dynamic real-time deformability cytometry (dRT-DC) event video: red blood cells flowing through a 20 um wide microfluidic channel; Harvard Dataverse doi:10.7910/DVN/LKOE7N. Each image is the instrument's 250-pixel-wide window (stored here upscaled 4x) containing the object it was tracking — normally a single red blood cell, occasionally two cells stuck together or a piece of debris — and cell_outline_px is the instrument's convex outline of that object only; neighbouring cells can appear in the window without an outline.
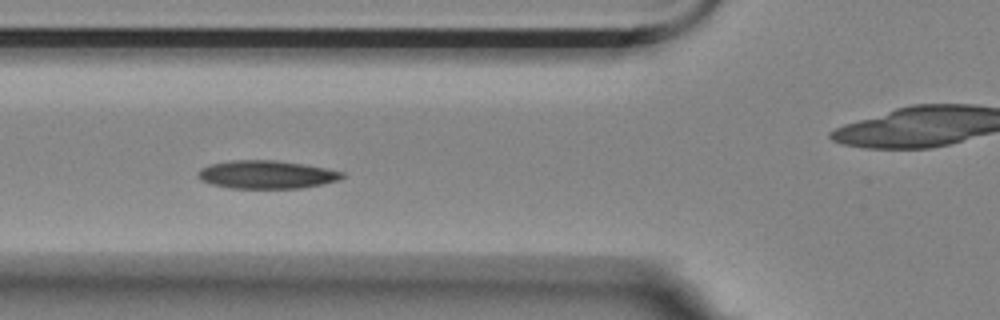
{"species": "Egyptian fruit bat (a non-hibernating species)", "species_latin": "Rousettus aegyptiacus", "temperature_condition": "room temperature", "stored_images_in_passage": 12, "camera_frame_rate_fps": 3000, "um_per_image_px": 0.085, "animal": {"sex": "female"}, "frame": {"image": 1, "passage_image": 2, "time_ms": 0.333, "image_size_px": [1000, 320], "cell_outline_px": [[348, 176], [340, 180], [324, 184], [300, 188], [232, 188], [212, 184], [200, 180], [196, 176], [196, 172], [200, 168], [212, 164], [232, 160], [272, 160], [304, 164], [344, 172]], "centroid_in_image_um": [22.68, 14.84], "position_along_channel_um": 103.1, "area_um2": 23.76}}
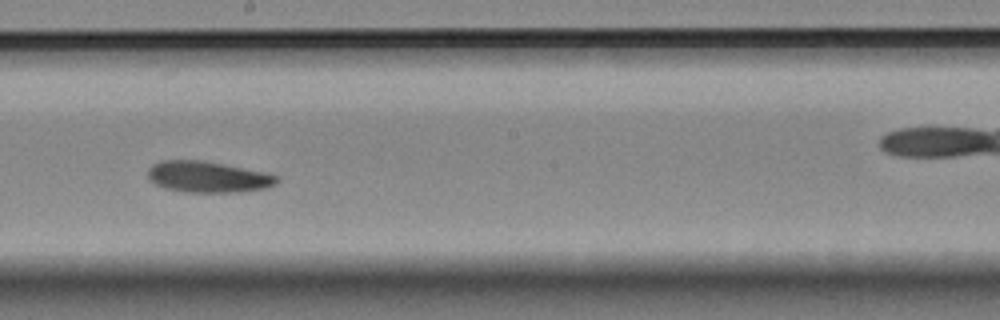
{"frame": {"image": 2, "passage_image": 5, "time_ms": 1.333, "image_size_px": [1000, 320], "cell_outline_px": [[280, 180], [276, 184], [268, 188], [240, 192], [184, 192], [164, 188], [148, 180], [148, 168], [152, 164], [160, 160], [200, 160], [224, 164], [264, 172], [276, 176]], "centroid_in_image_um": [17.65, 15.04], "position_along_channel_um": 230.6, "area_um2": 23.58}}
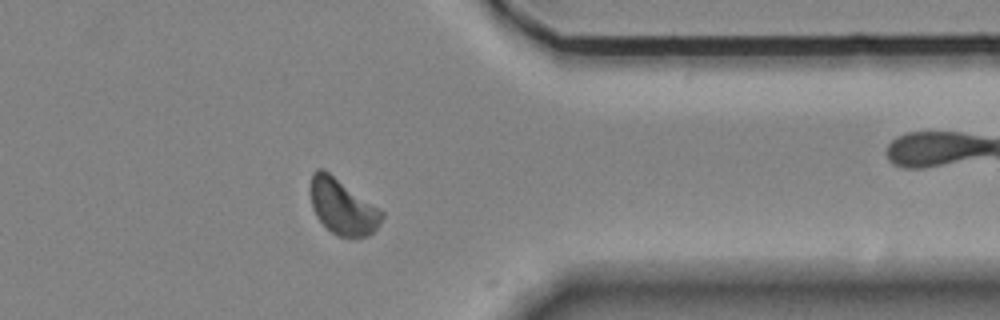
{"frame": {"image": 3, "passage_image": 9, "time_ms": 2.667, "image_size_px": [1000, 320], "cell_outline_px": [[384, 216], [380, 224], [368, 236], [352, 240], [340, 236], [332, 232], [316, 216], [312, 208], [308, 192], [312, 172], [316, 168], [324, 168], [384, 212]], "centroid_in_image_um": [29.08, 17.57], "position_along_channel_um": 382.3, "area_um2": 23.52}}